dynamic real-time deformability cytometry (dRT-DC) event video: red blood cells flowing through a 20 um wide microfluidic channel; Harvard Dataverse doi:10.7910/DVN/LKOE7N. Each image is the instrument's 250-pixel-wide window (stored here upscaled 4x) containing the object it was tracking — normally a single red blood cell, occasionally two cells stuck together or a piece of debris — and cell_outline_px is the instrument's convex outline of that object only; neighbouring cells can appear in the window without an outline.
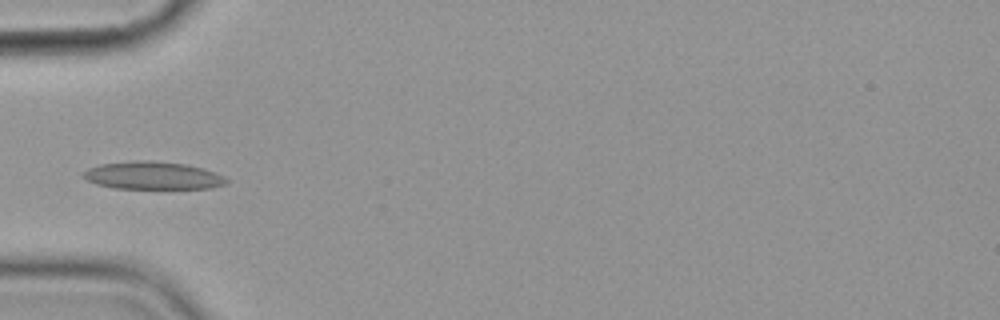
{"species": "common noctule bat (a hibernating species)", "species_latin": "Nyctalus noctula", "temperature_condition": "cold", "stored_images_in_passage": 5, "camera_frame_rate_fps": 3000, "um_per_image_px": 0.085, "animal": {"sex": "female", "body_mass_g": 19.9}, "frame": {"image": 1, "passage_image": 4, "time_ms": 3.333, "image_size_px": [1000, 320], "cell_outline_px": [[228, 180], [224, 184], [212, 188], [112, 188], [96, 184], [80, 176], [88, 168], [100, 164], [132, 160], [148, 160], [188, 164], [204, 168], [216, 172], [224, 176]], "centroid_in_image_um": [12.98, 14.91], "position_along_channel_um": 72.0, "area_um2": 23.29}}
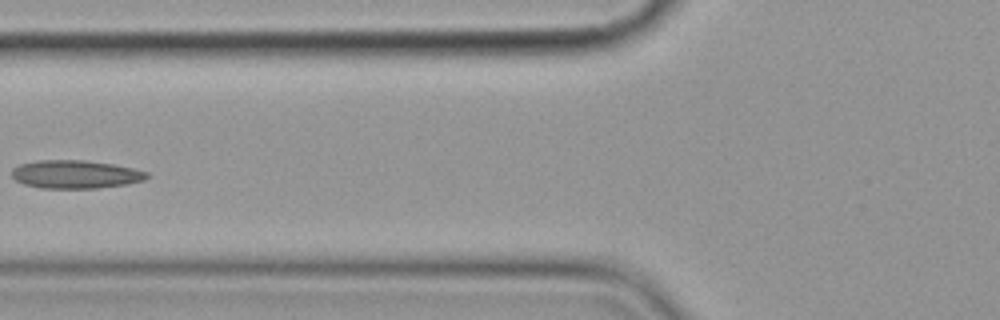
{"frame": {"image": 2, "passage_image": 5, "time_ms": 4.667, "image_size_px": [1000, 320], "cell_outline_px": [[148, 176], [144, 180], [128, 184], [96, 188], [40, 188], [24, 184], [16, 180], [12, 176], [12, 168], [20, 164], [40, 160], [88, 160], [112, 164], [132, 168], [148, 172]], "centroid_in_image_um": [6.41, 14.81], "position_along_channel_um": 119.4, "area_um2": 22.2}}